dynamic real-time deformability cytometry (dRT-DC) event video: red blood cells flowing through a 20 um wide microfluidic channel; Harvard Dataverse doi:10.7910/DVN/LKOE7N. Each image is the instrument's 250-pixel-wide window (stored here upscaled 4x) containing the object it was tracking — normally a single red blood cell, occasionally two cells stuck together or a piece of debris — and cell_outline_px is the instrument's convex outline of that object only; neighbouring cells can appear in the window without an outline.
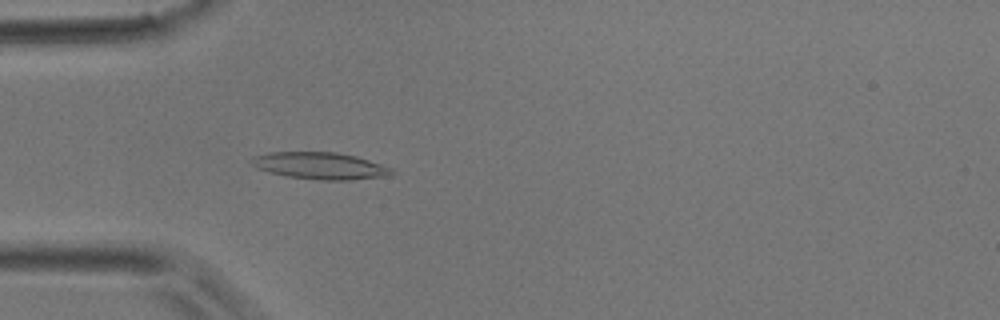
{"species": "common noctule bat (a hibernating species)", "species_latin": "Nyctalus noctula", "temperature_condition": "room temperature", "stored_images_in_passage": 4, "camera_frame_rate_fps": 3000, "um_per_image_px": 0.085, "animal": {"sex": "male", "body_mass_g": 17.9}, "frame": {"image": 1, "passage_image": 4, "time_ms": 1.0, "image_size_px": [1000, 320], "cell_outline_px": [[396, 172], [392, 176], [348, 180], [320, 180], [288, 176], [256, 168], [252, 164], [252, 156], [268, 152], [336, 152], [356, 156], [392, 168]], "centroid_in_image_um": [27.26, 14.09], "position_along_channel_um": 57.7, "area_um2": 21.96}}